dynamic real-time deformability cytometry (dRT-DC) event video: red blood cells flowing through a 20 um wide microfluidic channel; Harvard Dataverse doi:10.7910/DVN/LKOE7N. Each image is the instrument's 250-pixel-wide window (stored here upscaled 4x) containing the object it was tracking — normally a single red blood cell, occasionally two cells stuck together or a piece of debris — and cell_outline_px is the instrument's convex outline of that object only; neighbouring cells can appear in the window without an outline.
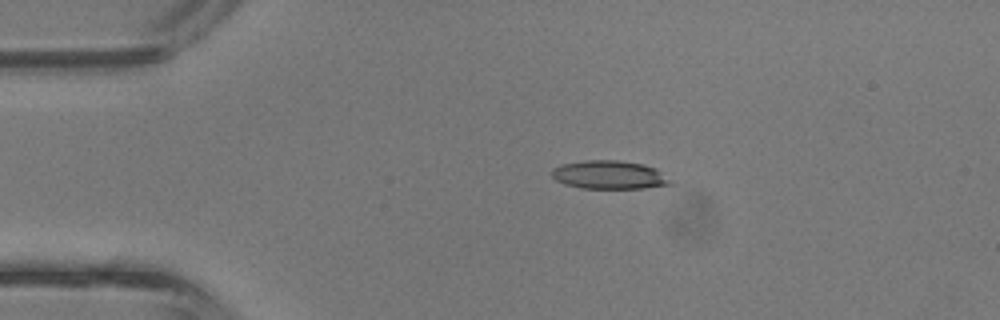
{"species": "common noctule bat (a hibernating species)", "species_latin": "Nyctalus noctula", "temperature_condition": "room temperature", "stored_images_in_passage": 3, "camera_frame_rate_fps": 3000, "um_per_image_px": 0.085, "animal": {"sex": "male", "body_mass_g": 13.3}, "frame": {"image": 1, "passage_image": 2, "time_ms": 0.333, "image_size_px": [1000, 320], "cell_outline_px": [[676, 184], [644, 188], [580, 188], [564, 184], [556, 180], [552, 176], [552, 168], [560, 164], [584, 160], [616, 160], [644, 164], [656, 168], [672, 180]], "centroid_in_image_um": [51.81, 14.86], "position_along_channel_um": 33.2, "area_um2": 19.88}}